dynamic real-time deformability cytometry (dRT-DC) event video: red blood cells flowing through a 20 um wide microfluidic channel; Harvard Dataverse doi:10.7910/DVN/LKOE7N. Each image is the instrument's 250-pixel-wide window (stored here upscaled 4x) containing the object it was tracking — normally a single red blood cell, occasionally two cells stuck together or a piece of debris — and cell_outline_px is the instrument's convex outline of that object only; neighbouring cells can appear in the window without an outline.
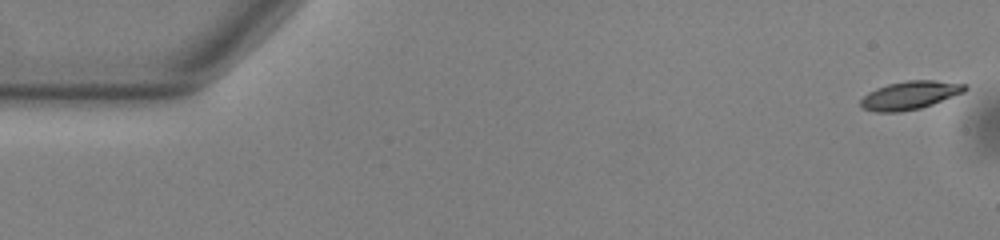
{"species": "common noctule bat (a hibernating species)", "species_latin": "Nyctalus noctula", "temperature_condition": "warm", "stored_images_in_passage": 23, "camera_frame_rate_fps": 3000, "um_per_image_px": 0.085, "animal": {"sex": "male", "body_mass_g": 13.0, "forearm_length_mm": 53.1}, "frame": {"image": 1, "passage_image": 1, "time_ms": 0.0, "image_size_px": [1000, 240], "cell_outline_px": [[968, 88], [964, 92], [932, 104], [920, 108], [900, 112], [876, 112], [864, 108], [860, 104], [860, 100], [868, 92], [876, 88], [888, 84], [908, 80], [936, 80], [968, 84]], "centroid_in_image_um": [77.36, 8.08], "position_along_channel_um": 7.6, "area_um2": 17.17}}
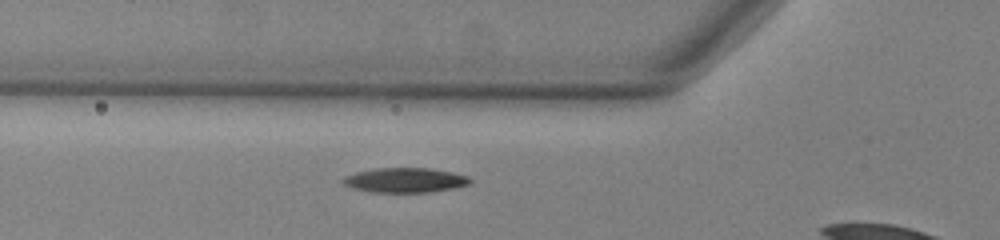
{"frame": {"image": 2, "passage_image": 19, "time_ms": 6.0, "image_size_px": [1000, 240], "cell_outline_px": [[472, 184], [456, 188], [428, 192], [372, 192], [352, 188], [344, 184], [340, 180], [344, 176], [356, 172], [376, 168], [432, 168], [452, 172], [468, 176], [472, 180]], "centroid_in_image_um": [34.45, 15.31], "position_along_channel_um": 91.3, "area_um2": 18.5}}
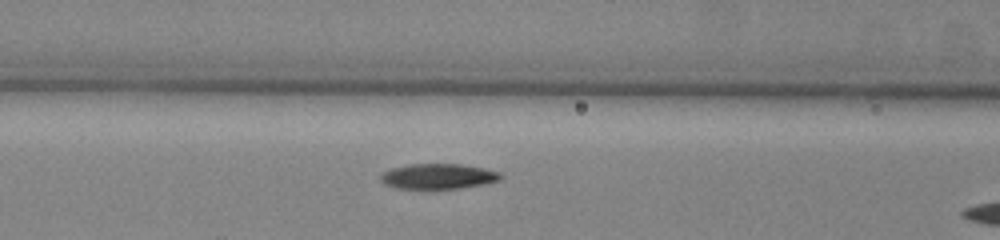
{"frame": {"image": 3, "passage_image": 22, "time_ms": 7.0, "image_size_px": [1000, 240], "cell_outline_px": [[504, 176], [500, 180], [484, 184], [460, 188], [396, 188], [384, 184], [380, 180], [380, 176], [384, 172], [392, 168], [408, 164], [460, 164], [484, 168], [500, 172]], "centroid_in_image_um": [37.27, 14.98], "position_along_channel_um": 129.3, "area_um2": 17.63}}